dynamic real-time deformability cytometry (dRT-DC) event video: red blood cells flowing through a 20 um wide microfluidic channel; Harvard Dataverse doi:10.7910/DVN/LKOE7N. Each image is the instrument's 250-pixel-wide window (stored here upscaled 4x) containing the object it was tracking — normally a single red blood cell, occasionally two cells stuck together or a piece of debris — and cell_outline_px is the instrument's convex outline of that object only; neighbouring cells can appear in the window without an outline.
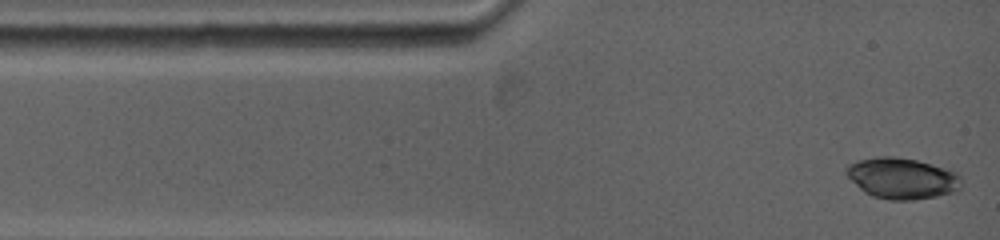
{"species": "common noctule bat (a hibernating species)", "species_latin": "Nyctalus noctula", "temperature_condition": "warm", "stored_images_in_passage": 41, "camera_frame_rate_fps": 5000, "um_per_image_px": 0.085, "animal": {"sex": "female", "body_mass_g": 19.0, "forearm_length_mm": 53.3}, "frame": {"image": 1, "passage_image": 1, "time_ms": 0.0, "image_size_px": [1000, 240], "cell_outline_px": [[960, 192], [912, 200], [888, 200], [872, 196], [864, 192], [844, 172], [844, 168], [848, 164], [860, 160], [880, 156], [896, 156], [916, 160], [956, 172], [960, 176]], "centroid_in_image_um": [76.67, 15.16], "position_along_channel_um": 8.3, "area_um2": 27.51}}
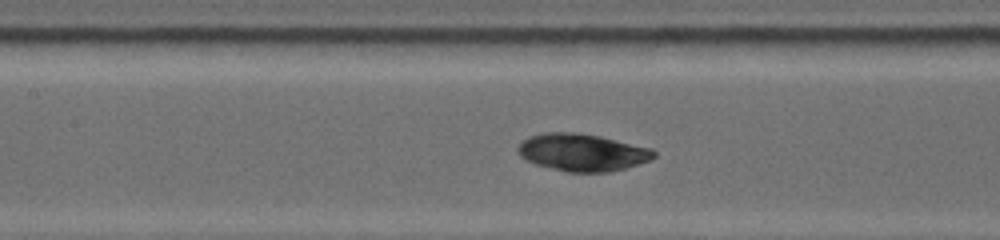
{"frame": {"image": 2, "passage_image": 18, "time_ms": 5.0, "image_size_px": [1000, 240], "cell_outline_px": [[656, 156], [648, 160], [612, 172], [564, 172], [536, 164], [520, 156], [516, 152], [516, 148], [528, 136], [544, 132], [576, 132], [600, 136], [652, 148], [656, 152]], "centroid_in_image_um": [49.47, 12.95], "position_along_channel_um": 157.9, "area_um2": 29.65}}
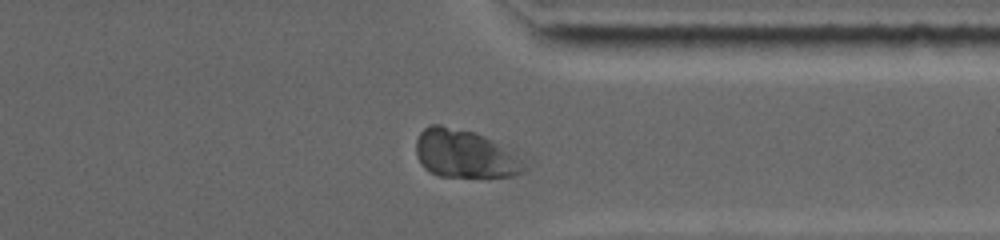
{"frame": {"image": 3, "passage_image": 35, "time_ms": 10.6, "image_size_px": [1000, 240], "cell_outline_px": [[532, 164], [524, 172], [512, 176], [440, 176], [428, 172], [420, 164], [416, 156], [416, 140], [420, 132], [428, 124], [440, 124], [476, 132], [532, 156]], "centroid_in_image_um": [39.7, 13.07], "position_along_channel_um": 371.7, "area_um2": 32.14}}